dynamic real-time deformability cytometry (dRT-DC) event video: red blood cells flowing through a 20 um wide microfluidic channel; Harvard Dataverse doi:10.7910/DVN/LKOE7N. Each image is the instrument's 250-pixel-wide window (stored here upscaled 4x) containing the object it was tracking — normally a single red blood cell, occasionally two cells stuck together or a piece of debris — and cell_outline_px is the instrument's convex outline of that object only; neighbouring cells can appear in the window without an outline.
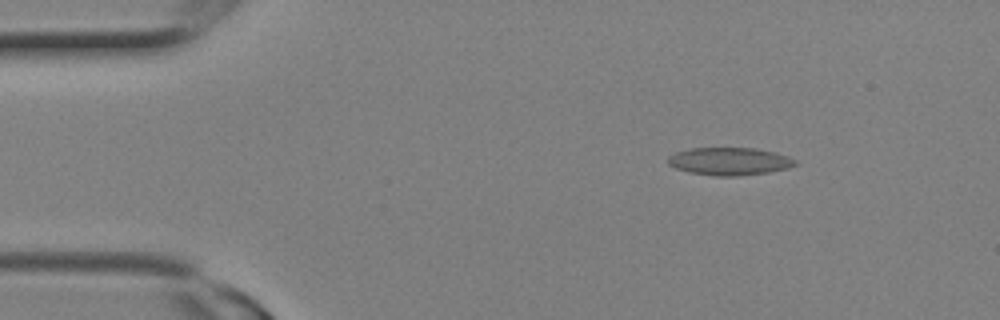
{"species": "Egyptian fruit bat (a non-hibernating species)", "species_latin": "Rousettus aegyptiacus", "temperature_condition": "room temperature", "stored_images_in_passage": 6, "camera_frame_rate_fps": 3000, "um_per_image_px": 0.085, "animal": {"sex": "female"}, "frame": {"image": 1, "passage_image": 4, "time_ms": 1.0, "image_size_px": [1000, 320], "cell_outline_px": [[796, 164], [788, 168], [768, 172], [740, 176], [716, 176], [688, 172], [676, 168], [668, 164], [668, 156], [676, 152], [688, 148], [756, 148], [776, 152], [796, 160]], "centroid_in_image_um": [61.99, 13.71], "position_along_channel_um": 23.0, "area_um2": 20.58}}